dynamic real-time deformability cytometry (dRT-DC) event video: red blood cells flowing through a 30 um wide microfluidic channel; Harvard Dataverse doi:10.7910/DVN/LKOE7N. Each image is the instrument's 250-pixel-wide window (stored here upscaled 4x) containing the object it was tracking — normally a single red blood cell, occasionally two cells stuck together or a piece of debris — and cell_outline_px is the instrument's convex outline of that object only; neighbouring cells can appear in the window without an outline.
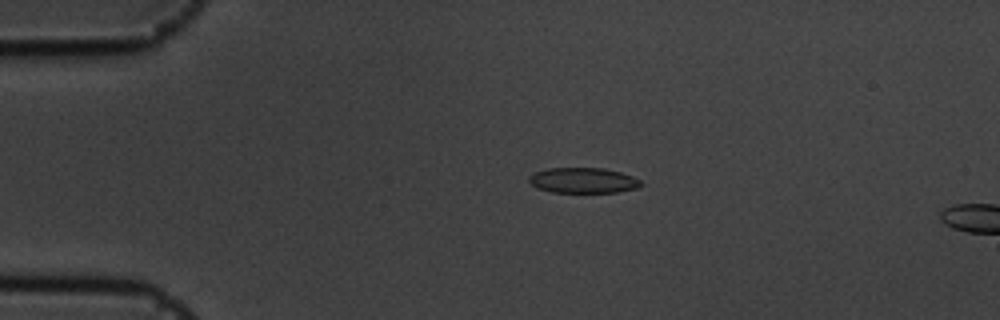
{"species": "common noctule bat (a hibernating species)", "species_latin": "Nyctalus noctula", "temperature_condition": "cold", "stored_images_in_passage": 7, "camera_frame_rate_fps": 3000, "um_per_image_px": 0.085, "animal": {"sex": "male", "body_mass_g": 19.5, "forearm_length_mm": 54.6}, "frame": {"image": 1, "passage_image": 4, "time_ms": 1.0, "image_size_px": [1000, 320], "cell_outline_px": [[644, 184], [636, 188], [616, 192], [552, 192], [536, 188], [528, 180], [528, 176], [536, 172], [548, 168], [604, 168], [620, 172], [632, 176], [640, 180]], "centroid_in_image_um": [49.56, 15.33], "position_along_channel_um": 35.4, "area_um2": 16.53}}